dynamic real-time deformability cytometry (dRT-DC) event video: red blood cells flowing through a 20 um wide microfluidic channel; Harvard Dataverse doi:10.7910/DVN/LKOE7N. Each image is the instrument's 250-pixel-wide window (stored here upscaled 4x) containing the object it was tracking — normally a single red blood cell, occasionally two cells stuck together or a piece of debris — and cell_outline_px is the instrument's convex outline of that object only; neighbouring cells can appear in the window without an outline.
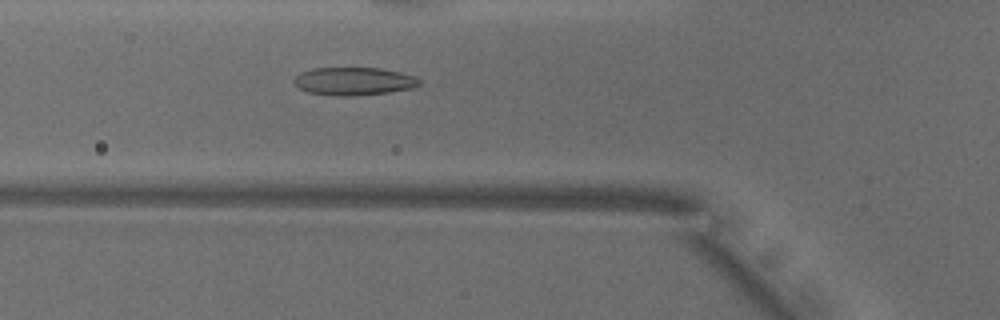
{"species": "common noctule bat (a hibernating species)", "species_latin": "Nyctalus noctula", "temperature_condition": "warm", "stored_images_in_passage": 37, "camera_frame_rate_fps": 3000, "um_per_image_px": 0.085, "animal": {"sex": "male", "body_mass_g": 18.8}, "frame": {"image": 1, "passage_image": 12, "time_ms": 3.667, "image_size_px": [1000, 320], "cell_outline_px": [[420, 84], [412, 88], [388, 92], [352, 96], [340, 96], [308, 92], [300, 88], [296, 84], [296, 76], [300, 72], [312, 68], [380, 68], [400, 72], [416, 76], [420, 80]], "centroid_in_image_um": [30.11, 6.9], "position_along_channel_um": 95.7, "area_um2": 20.23}}
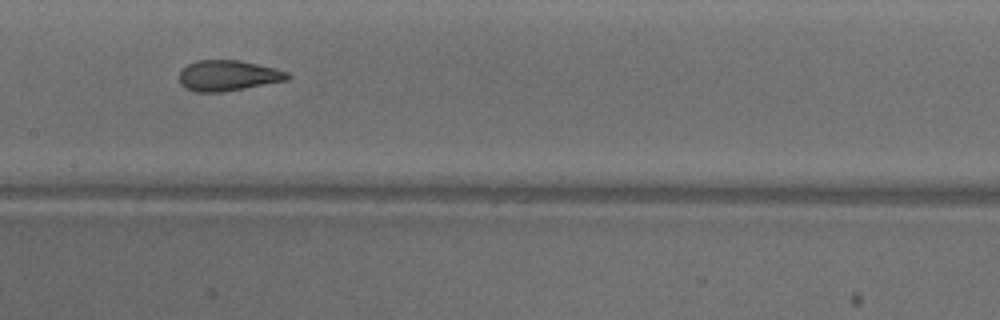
{"frame": {"image": 2, "passage_image": 19, "time_ms": 6.0, "image_size_px": [1000, 320], "cell_outline_px": [[292, 76], [288, 80], [244, 88], [220, 92], [196, 92], [180, 84], [180, 68], [196, 60], [240, 60], [276, 68], [288, 72]], "centroid_in_image_um": [19.39, 6.41], "position_along_channel_um": 188.0, "area_um2": 19.36}}
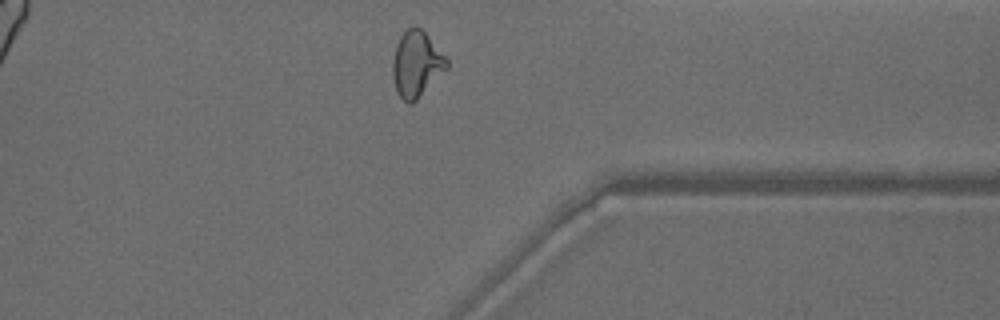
{"frame": {"image": 3, "passage_image": 34, "time_ms": 11.0, "image_size_px": [1000, 320], "cell_outline_px": [[448, 68], [412, 104], [408, 104], [396, 92], [392, 76], [392, 60], [396, 44], [400, 36], [408, 28], [420, 28], [428, 36], [448, 60]], "centroid_in_image_um": [35.38, 5.47], "position_along_channel_um": 376.0, "area_um2": 20.58}, "authors_computed_cell_mechanics": {"area_um2": 19.7676, "velocity_mm_per_s": 3.9237, "shape_relaxation_time_tau1_ms": 10.2117, "shape_relaxation_time_tau2_ms": 1.2761, "deformation_change_tau1": 0.2873, "deformation_change_tau2": 0.0868}}